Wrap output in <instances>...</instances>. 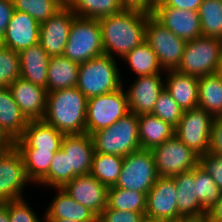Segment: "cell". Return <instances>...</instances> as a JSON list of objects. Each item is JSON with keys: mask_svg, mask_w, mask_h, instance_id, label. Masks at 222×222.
I'll list each match as a JSON object with an SVG mask.
<instances>
[{"mask_svg": "<svg viewBox=\"0 0 222 222\" xmlns=\"http://www.w3.org/2000/svg\"><path fill=\"white\" fill-rule=\"evenodd\" d=\"M148 16L141 11L123 9L99 18L104 54L123 59L128 52L141 45L146 40Z\"/></svg>", "mask_w": 222, "mask_h": 222, "instance_id": "cell-1", "label": "cell"}, {"mask_svg": "<svg viewBox=\"0 0 222 222\" xmlns=\"http://www.w3.org/2000/svg\"><path fill=\"white\" fill-rule=\"evenodd\" d=\"M87 102V97L77 87L47 92L42 120L63 134L85 133Z\"/></svg>", "mask_w": 222, "mask_h": 222, "instance_id": "cell-2", "label": "cell"}, {"mask_svg": "<svg viewBox=\"0 0 222 222\" xmlns=\"http://www.w3.org/2000/svg\"><path fill=\"white\" fill-rule=\"evenodd\" d=\"M116 59L103 54L79 65L77 88L87 99L123 87Z\"/></svg>", "mask_w": 222, "mask_h": 222, "instance_id": "cell-3", "label": "cell"}, {"mask_svg": "<svg viewBox=\"0 0 222 222\" xmlns=\"http://www.w3.org/2000/svg\"><path fill=\"white\" fill-rule=\"evenodd\" d=\"M94 151L126 157L141 149L138 116L129 112L117 122L90 135Z\"/></svg>", "mask_w": 222, "mask_h": 222, "instance_id": "cell-4", "label": "cell"}, {"mask_svg": "<svg viewBox=\"0 0 222 222\" xmlns=\"http://www.w3.org/2000/svg\"><path fill=\"white\" fill-rule=\"evenodd\" d=\"M104 54L98 19L76 17L69 30L63 56L79 64Z\"/></svg>", "mask_w": 222, "mask_h": 222, "instance_id": "cell-5", "label": "cell"}, {"mask_svg": "<svg viewBox=\"0 0 222 222\" xmlns=\"http://www.w3.org/2000/svg\"><path fill=\"white\" fill-rule=\"evenodd\" d=\"M222 57V40L201 35L187 41L176 71L195 77L214 74Z\"/></svg>", "mask_w": 222, "mask_h": 222, "instance_id": "cell-6", "label": "cell"}, {"mask_svg": "<svg viewBox=\"0 0 222 222\" xmlns=\"http://www.w3.org/2000/svg\"><path fill=\"white\" fill-rule=\"evenodd\" d=\"M130 112L124 86L103 95L91 97L87 102L86 133L111 126Z\"/></svg>", "mask_w": 222, "mask_h": 222, "instance_id": "cell-7", "label": "cell"}, {"mask_svg": "<svg viewBox=\"0 0 222 222\" xmlns=\"http://www.w3.org/2000/svg\"><path fill=\"white\" fill-rule=\"evenodd\" d=\"M158 178L152 151L139 149L124 157L121 173L114 187L147 195Z\"/></svg>", "mask_w": 222, "mask_h": 222, "instance_id": "cell-8", "label": "cell"}, {"mask_svg": "<svg viewBox=\"0 0 222 222\" xmlns=\"http://www.w3.org/2000/svg\"><path fill=\"white\" fill-rule=\"evenodd\" d=\"M151 151L159 177L171 178L177 174L189 172L199 165V155L175 135Z\"/></svg>", "mask_w": 222, "mask_h": 222, "instance_id": "cell-9", "label": "cell"}, {"mask_svg": "<svg viewBox=\"0 0 222 222\" xmlns=\"http://www.w3.org/2000/svg\"><path fill=\"white\" fill-rule=\"evenodd\" d=\"M156 53L164 71L176 70L181 62L186 41L176 36L152 15L146 24V40Z\"/></svg>", "mask_w": 222, "mask_h": 222, "instance_id": "cell-10", "label": "cell"}, {"mask_svg": "<svg viewBox=\"0 0 222 222\" xmlns=\"http://www.w3.org/2000/svg\"><path fill=\"white\" fill-rule=\"evenodd\" d=\"M215 117L204 109L186 110L175 127V136L199 156L209 151L210 133Z\"/></svg>", "mask_w": 222, "mask_h": 222, "instance_id": "cell-11", "label": "cell"}, {"mask_svg": "<svg viewBox=\"0 0 222 222\" xmlns=\"http://www.w3.org/2000/svg\"><path fill=\"white\" fill-rule=\"evenodd\" d=\"M177 189L172 178L159 177L146 195V219L159 222H177Z\"/></svg>", "mask_w": 222, "mask_h": 222, "instance_id": "cell-12", "label": "cell"}, {"mask_svg": "<svg viewBox=\"0 0 222 222\" xmlns=\"http://www.w3.org/2000/svg\"><path fill=\"white\" fill-rule=\"evenodd\" d=\"M32 183L26 175L21 153L14 146L0 155V203L24 198L23 189Z\"/></svg>", "mask_w": 222, "mask_h": 222, "instance_id": "cell-13", "label": "cell"}, {"mask_svg": "<svg viewBox=\"0 0 222 222\" xmlns=\"http://www.w3.org/2000/svg\"><path fill=\"white\" fill-rule=\"evenodd\" d=\"M76 17L68 6H64L55 15L40 24L39 43L50 57L63 55L70 27Z\"/></svg>", "mask_w": 222, "mask_h": 222, "instance_id": "cell-14", "label": "cell"}, {"mask_svg": "<svg viewBox=\"0 0 222 222\" xmlns=\"http://www.w3.org/2000/svg\"><path fill=\"white\" fill-rule=\"evenodd\" d=\"M152 16L186 42L202 35L198 11L166 7L162 3L155 7Z\"/></svg>", "mask_w": 222, "mask_h": 222, "instance_id": "cell-15", "label": "cell"}, {"mask_svg": "<svg viewBox=\"0 0 222 222\" xmlns=\"http://www.w3.org/2000/svg\"><path fill=\"white\" fill-rule=\"evenodd\" d=\"M62 188L97 217L107 206L108 187L91 174L76 176Z\"/></svg>", "mask_w": 222, "mask_h": 222, "instance_id": "cell-16", "label": "cell"}, {"mask_svg": "<svg viewBox=\"0 0 222 222\" xmlns=\"http://www.w3.org/2000/svg\"><path fill=\"white\" fill-rule=\"evenodd\" d=\"M163 73L138 76L126 91L129 110L137 116L152 113L160 93L165 88Z\"/></svg>", "mask_w": 222, "mask_h": 222, "instance_id": "cell-17", "label": "cell"}, {"mask_svg": "<svg viewBox=\"0 0 222 222\" xmlns=\"http://www.w3.org/2000/svg\"><path fill=\"white\" fill-rule=\"evenodd\" d=\"M61 148L68 156L69 181L76 176L90 174L95 151L88 133L65 134Z\"/></svg>", "mask_w": 222, "mask_h": 222, "instance_id": "cell-18", "label": "cell"}, {"mask_svg": "<svg viewBox=\"0 0 222 222\" xmlns=\"http://www.w3.org/2000/svg\"><path fill=\"white\" fill-rule=\"evenodd\" d=\"M40 23L25 12L14 10L2 37L4 47L20 52L39 43Z\"/></svg>", "mask_w": 222, "mask_h": 222, "instance_id": "cell-19", "label": "cell"}, {"mask_svg": "<svg viewBox=\"0 0 222 222\" xmlns=\"http://www.w3.org/2000/svg\"><path fill=\"white\" fill-rule=\"evenodd\" d=\"M65 134L43 120H29L22 136L15 141L17 150H50L61 148Z\"/></svg>", "mask_w": 222, "mask_h": 222, "instance_id": "cell-20", "label": "cell"}, {"mask_svg": "<svg viewBox=\"0 0 222 222\" xmlns=\"http://www.w3.org/2000/svg\"><path fill=\"white\" fill-rule=\"evenodd\" d=\"M15 102L28 120H42L46 112L47 90L23 78L9 85Z\"/></svg>", "mask_w": 222, "mask_h": 222, "instance_id": "cell-21", "label": "cell"}, {"mask_svg": "<svg viewBox=\"0 0 222 222\" xmlns=\"http://www.w3.org/2000/svg\"><path fill=\"white\" fill-rule=\"evenodd\" d=\"M20 77L47 90L50 56L40 43L19 52Z\"/></svg>", "mask_w": 222, "mask_h": 222, "instance_id": "cell-22", "label": "cell"}, {"mask_svg": "<svg viewBox=\"0 0 222 222\" xmlns=\"http://www.w3.org/2000/svg\"><path fill=\"white\" fill-rule=\"evenodd\" d=\"M165 89L183 111L198 108V77L167 70Z\"/></svg>", "mask_w": 222, "mask_h": 222, "instance_id": "cell-23", "label": "cell"}, {"mask_svg": "<svg viewBox=\"0 0 222 222\" xmlns=\"http://www.w3.org/2000/svg\"><path fill=\"white\" fill-rule=\"evenodd\" d=\"M46 208L43 219H73L79 222H97L98 217L88 208L75 201L63 188Z\"/></svg>", "mask_w": 222, "mask_h": 222, "instance_id": "cell-24", "label": "cell"}, {"mask_svg": "<svg viewBox=\"0 0 222 222\" xmlns=\"http://www.w3.org/2000/svg\"><path fill=\"white\" fill-rule=\"evenodd\" d=\"M28 122L10 88L0 87V129L16 141L22 136Z\"/></svg>", "mask_w": 222, "mask_h": 222, "instance_id": "cell-25", "label": "cell"}, {"mask_svg": "<svg viewBox=\"0 0 222 222\" xmlns=\"http://www.w3.org/2000/svg\"><path fill=\"white\" fill-rule=\"evenodd\" d=\"M138 122L141 149L152 150L175 135L174 126L151 113L139 115Z\"/></svg>", "mask_w": 222, "mask_h": 222, "instance_id": "cell-26", "label": "cell"}, {"mask_svg": "<svg viewBox=\"0 0 222 222\" xmlns=\"http://www.w3.org/2000/svg\"><path fill=\"white\" fill-rule=\"evenodd\" d=\"M79 65L63 55L51 56L48 66L47 92L77 87Z\"/></svg>", "mask_w": 222, "mask_h": 222, "instance_id": "cell-27", "label": "cell"}, {"mask_svg": "<svg viewBox=\"0 0 222 222\" xmlns=\"http://www.w3.org/2000/svg\"><path fill=\"white\" fill-rule=\"evenodd\" d=\"M177 189L176 202L178 212L182 217L199 216L207 213L197 199L194 168L171 177Z\"/></svg>", "mask_w": 222, "mask_h": 222, "instance_id": "cell-28", "label": "cell"}, {"mask_svg": "<svg viewBox=\"0 0 222 222\" xmlns=\"http://www.w3.org/2000/svg\"><path fill=\"white\" fill-rule=\"evenodd\" d=\"M198 108L214 117L222 116V80L214 73L198 78Z\"/></svg>", "mask_w": 222, "mask_h": 222, "instance_id": "cell-29", "label": "cell"}, {"mask_svg": "<svg viewBox=\"0 0 222 222\" xmlns=\"http://www.w3.org/2000/svg\"><path fill=\"white\" fill-rule=\"evenodd\" d=\"M123 61L128 63L127 65H129L137 77L165 72L159 63L156 53L146 41L128 52L123 57Z\"/></svg>", "mask_w": 222, "mask_h": 222, "instance_id": "cell-30", "label": "cell"}, {"mask_svg": "<svg viewBox=\"0 0 222 222\" xmlns=\"http://www.w3.org/2000/svg\"><path fill=\"white\" fill-rule=\"evenodd\" d=\"M124 157L95 152L90 174L108 188L115 186L121 173Z\"/></svg>", "mask_w": 222, "mask_h": 222, "instance_id": "cell-31", "label": "cell"}, {"mask_svg": "<svg viewBox=\"0 0 222 222\" xmlns=\"http://www.w3.org/2000/svg\"><path fill=\"white\" fill-rule=\"evenodd\" d=\"M68 7L80 18L99 19L119 13L120 0H71Z\"/></svg>", "mask_w": 222, "mask_h": 222, "instance_id": "cell-32", "label": "cell"}, {"mask_svg": "<svg viewBox=\"0 0 222 222\" xmlns=\"http://www.w3.org/2000/svg\"><path fill=\"white\" fill-rule=\"evenodd\" d=\"M107 206L116 210L146 212V194L112 186L108 188Z\"/></svg>", "mask_w": 222, "mask_h": 222, "instance_id": "cell-33", "label": "cell"}, {"mask_svg": "<svg viewBox=\"0 0 222 222\" xmlns=\"http://www.w3.org/2000/svg\"><path fill=\"white\" fill-rule=\"evenodd\" d=\"M198 14L202 35L222 40V0H203Z\"/></svg>", "mask_w": 222, "mask_h": 222, "instance_id": "cell-34", "label": "cell"}, {"mask_svg": "<svg viewBox=\"0 0 222 222\" xmlns=\"http://www.w3.org/2000/svg\"><path fill=\"white\" fill-rule=\"evenodd\" d=\"M23 158L27 178L38 183L48 172L55 152L50 150H18Z\"/></svg>", "mask_w": 222, "mask_h": 222, "instance_id": "cell-35", "label": "cell"}, {"mask_svg": "<svg viewBox=\"0 0 222 222\" xmlns=\"http://www.w3.org/2000/svg\"><path fill=\"white\" fill-rule=\"evenodd\" d=\"M194 179L196 184L195 194L202 208L207 212L220 199L222 191L200 165L194 168Z\"/></svg>", "mask_w": 222, "mask_h": 222, "instance_id": "cell-36", "label": "cell"}, {"mask_svg": "<svg viewBox=\"0 0 222 222\" xmlns=\"http://www.w3.org/2000/svg\"><path fill=\"white\" fill-rule=\"evenodd\" d=\"M13 4L14 10L27 13L40 24L64 7L57 0H13Z\"/></svg>", "mask_w": 222, "mask_h": 222, "instance_id": "cell-37", "label": "cell"}, {"mask_svg": "<svg viewBox=\"0 0 222 222\" xmlns=\"http://www.w3.org/2000/svg\"><path fill=\"white\" fill-rule=\"evenodd\" d=\"M69 182V162L68 156L60 148L55 152V156L50 164L49 172L37 183L46 185L49 188H62Z\"/></svg>", "mask_w": 222, "mask_h": 222, "instance_id": "cell-38", "label": "cell"}, {"mask_svg": "<svg viewBox=\"0 0 222 222\" xmlns=\"http://www.w3.org/2000/svg\"><path fill=\"white\" fill-rule=\"evenodd\" d=\"M19 53L10 48L0 49V87H9L21 73Z\"/></svg>", "mask_w": 222, "mask_h": 222, "instance_id": "cell-39", "label": "cell"}, {"mask_svg": "<svg viewBox=\"0 0 222 222\" xmlns=\"http://www.w3.org/2000/svg\"><path fill=\"white\" fill-rule=\"evenodd\" d=\"M183 110L164 88L152 110L153 115L176 127L182 118Z\"/></svg>", "mask_w": 222, "mask_h": 222, "instance_id": "cell-40", "label": "cell"}, {"mask_svg": "<svg viewBox=\"0 0 222 222\" xmlns=\"http://www.w3.org/2000/svg\"><path fill=\"white\" fill-rule=\"evenodd\" d=\"M5 204L8 206L10 222H41L25 198L9 201Z\"/></svg>", "mask_w": 222, "mask_h": 222, "instance_id": "cell-41", "label": "cell"}, {"mask_svg": "<svg viewBox=\"0 0 222 222\" xmlns=\"http://www.w3.org/2000/svg\"><path fill=\"white\" fill-rule=\"evenodd\" d=\"M145 219V212L116 210L106 206L98 216L97 222H143Z\"/></svg>", "mask_w": 222, "mask_h": 222, "instance_id": "cell-42", "label": "cell"}, {"mask_svg": "<svg viewBox=\"0 0 222 222\" xmlns=\"http://www.w3.org/2000/svg\"><path fill=\"white\" fill-rule=\"evenodd\" d=\"M199 165L222 191V155L207 152L199 156Z\"/></svg>", "mask_w": 222, "mask_h": 222, "instance_id": "cell-43", "label": "cell"}, {"mask_svg": "<svg viewBox=\"0 0 222 222\" xmlns=\"http://www.w3.org/2000/svg\"><path fill=\"white\" fill-rule=\"evenodd\" d=\"M208 152L222 155V116L215 117L212 124Z\"/></svg>", "mask_w": 222, "mask_h": 222, "instance_id": "cell-44", "label": "cell"}, {"mask_svg": "<svg viewBox=\"0 0 222 222\" xmlns=\"http://www.w3.org/2000/svg\"><path fill=\"white\" fill-rule=\"evenodd\" d=\"M14 12L13 0H0V37L2 38Z\"/></svg>", "mask_w": 222, "mask_h": 222, "instance_id": "cell-45", "label": "cell"}, {"mask_svg": "<svg viewBox=\"0 0 222 222\" xmlns=\"http://www.w3.org/2000/svg\"><path fill=\"white\" fill-rule=\"evenodd\" d=\"M120 3L124 9L141 11L149 15L155 11L152 0H120Z\"/></svg>", "mask_w": 222, "mask_h": 222, "instance_id": "cell-46", "label": "cell"}, {"mask_svg": "<svg viewBox=\"0 0 222 222\" xmlns=\"http://www.w3.org/2000/svg\"><path fill=\"white\" fill-rule=\"evenodd\" d=\"M202 2L203 0H165L163 4L166 7L198 11Z\"/></svg>", "mask_w": 222, "mask_h": 222, "instance_id": "cell-47", "label": "cell"}, {"mask_svg": "<svg viewBox=\"0 0 222 222\" xmlns=\"http://www.w3.org/2000/svg\"><path fill=\"white\" fill-rule=\"evenodd\" d=\"M210 222H222V195L220 199L207 211Z\"/></svg>", "mask_w": 222, "mask_h": 222, "instance_id": "cell-48", "label": "cell"}, {"mask_svg": "<svg viewBox=\"0 0 222 222\" xmlns=\"http://www.w3.org/2000/svg\"><path fill=\"white\" fill-rule=\"evenodd\" d=\"M15 146V141L0 129V155L10 151Z\"/></svg>", "mask_w": 222, "mask_h": 222, "instance_id": "cell-49", "label": "cell"}, {"mask_svg": "<svg viewBox=\"0 0 222 222\" xmlns=\"http://www.w3.org/2000/svg\"><path fill=\"white\" fill-rule=\"evenodd\" d=\"M177 222H210V218L207 213L199 216L181 217Z\"/></svg>", "mask_w": 222, "mask_h": 222, "instance_id": "cell-50", "label": "cell"}, {"mask_svg": "<svg viewBox=\"0 0 222 222\" xmlns=\"http://www.w3.org/2000/svg\"><path fill=\"white\" fill-rule=\"evenodd\" d=\"M0 222H10L8 206L5 203H0Z\"/></svg>", "mask_w": 222, "mask_h": 222, "instance_id": "cell-51", "label": "cell"}, {"mask_svg": "<svg viewBox=\"0 0 222 222\" xmlns=\"http://www.w3.org/2000/svg\"><path fill=\"white\" fill-rule=\"evenodd\" d=\"M44 222H79L71 219H43Z\"/></svg>", "mask_w": 222, "mask_h": 222, "instance_id": "cell-52", "label": "cell"}, {"mask_svg": "<svg viewBox=\"0 0 222 222\" xmlns=\"http://www.w3.org/2000/svg\"><path fill=\"white\" fill-rule=\"evenodd\" d=\"M215 73L220 77V79L222 80V57L217 65V69L215 71Z\"/></svg>", "mask_w": 222, "mask_h": 222, "instance_id": "cell-53", "label": "cell"}, {"mask_svg": "<svg viewBox=\"0 0 222 222\" xmlns=\"http://www.w3.org/2000/svg\"><path fill=\"white\" fill-rule=\"evenodd\" d=\"M58 2H60L63 6H68L71 2V0H57Z\"/></svg>", "mask_w": 222, "mask_h": 222, "instance_id": "cell-54", "label": "cell"}, {"mask_svg": "<svg viewBox=\"0 0 222 222\" xmlns=\"http://www.w3.org/2000/svg\"><path fill=\"white\" fill-rule=\"evenodd\" d=\"M165 0H152V4L156 7L159 4L164 3Z\"/></svg>", "mask_w": 222, "mask_h": 222, "instance_id": "cell-55", "label": "cell"}, {"mask_svg": "<svg viewBox=\"0 0 222 222\" xmlns=\"http://www.w3.org/2000/svg\"><path fill=\"white\" fill-rule=\"evenodd\" d=\"M143 222H159V221H154V220L145 219Z\"/></svg>", "mask_w": 222, "mask_h": 222, "instance_id": "cell-56", "label": "cell"}, {"mask_svg": "<svg viewBox=\"0 0 222 222\" xmlns=\"http://www.w3.org/2000/svg\"><path fill=\"white\" fill-rule=\"evenodd\" d=\"M3 47L2 38L0 37V49Z\"/></svg>", "mask_w": 222, "mask_h": 222, "instance_id": "cell-57", "label": "cell"}]
</instances>
